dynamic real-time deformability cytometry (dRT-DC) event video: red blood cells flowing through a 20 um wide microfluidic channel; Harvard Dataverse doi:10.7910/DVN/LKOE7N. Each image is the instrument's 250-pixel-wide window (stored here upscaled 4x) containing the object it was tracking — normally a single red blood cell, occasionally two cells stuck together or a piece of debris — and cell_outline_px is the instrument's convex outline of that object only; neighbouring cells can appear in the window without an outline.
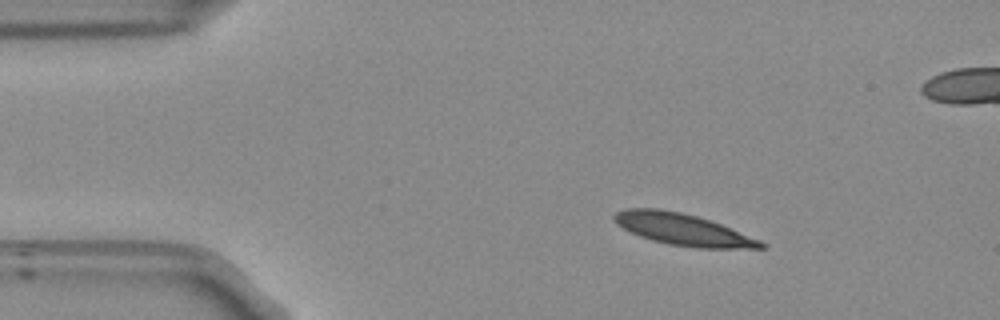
{"species": "Egyptian fruit bat (a non-hibernating species)", "species_latin": "Rousettus aegyptiacus", "temperature_condition": "room temperature", "stored_images_in_passage": 47, "camera_frame_rate_fps": 3000, "um_per_image_px": 0.085, "frame": {"image": 1, "passage_image": 1, "time_ms": 0.0, "image_size_px": [1000, 320], "cell_outline_px": [[768, 248], [696, 248], [668, 244], [652, 240], [640, 236], [624, 228], [612, 216], [616, 212], [628, 208], [660, 208], [680, 212], [696, 216], [720, 224], [760, 240], [768, 244]], "centroid_in_image_um": [58.08, 19.51], "position_along_channel_um": 26.9, "area_um2": 26.7}}
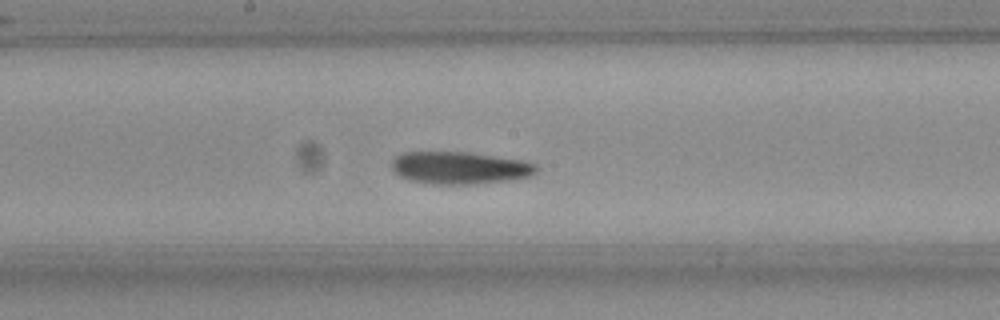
{"frame": {"image": 2, "passage_image": 20, "time_ms": 6.333, "image_size_px": [1000, 320], "cell_outline_px": [[540, 168], [536, 172], [528, 176], [512, 180], [476, 184], [432, 184], [412, 180], [400, 176], [392, 168], [392, 160], [396, 156], [404, 152], [468, 152], [524, 160], [536, 164]], "centroid_in_image_um": [39.12, 14.26], "position_along_channel_um": 209.1, "area_um2": 27.34}}
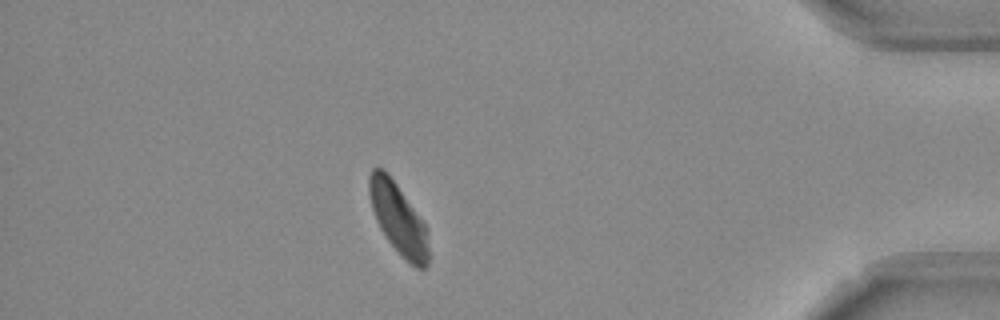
{"frame": {"image": 3, "passage_image": 39, "time_ms": 12.667, "image_size_px": [1000, 320], "cell_outline_px": [[428, 264], [424, 268], [416, 268], [388, 240], [380, 228], [376, 220], [372, 208], [368, 192], [368, 176], [372, 168], [380, 168], [396, 184], [428, 228]], "centroid_in_image_um": [33.85, 18.59], "position_along_channel_um": 401.3, "area_um2": 23.87}, "authors_computed_cell_mechanics": {"area_um2": 26.6458, "velocity_mm_per_s": 3.7633, "shape_relaxation_time_tau1_ms": 7.5063, "shape_relaxation_time_tau2_ms": null, "deformation_change_tau1": 0.1686, "deformation_change_tau2": null}}